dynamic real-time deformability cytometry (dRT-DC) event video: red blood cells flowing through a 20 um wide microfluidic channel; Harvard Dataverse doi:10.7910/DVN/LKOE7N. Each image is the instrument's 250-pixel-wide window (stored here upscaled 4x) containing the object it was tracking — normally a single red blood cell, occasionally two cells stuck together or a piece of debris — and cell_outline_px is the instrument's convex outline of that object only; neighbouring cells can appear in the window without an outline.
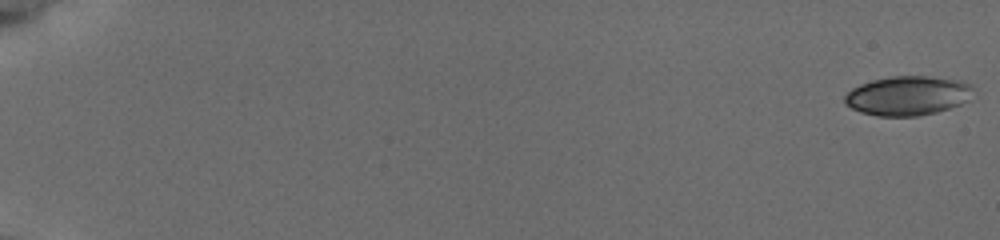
{"species": "common noctule bat (a hibernating species)", "species_latin": "Nyctalus noctula", "temperature_condition": "cold", "stored_images_in_passage": 22, "camera_frame_rate_fps": 3000, "um_per_image_px": 0.085, "animal": {"sex": "female", "body_mass_g": 19.5, "forearm_length_mm": 54.1}, "frame": {"image": 1, "passage_image": 1, "time_ms": 0.0, "image_size_px": [1000, 240], "cell_outline_px": [[972, 88], [964, 100], [960, 104], [936, 112], [916, 116], [876, 116], [860, 112], [844, 104], [844, 96], [852, 88], [860, 84], [872, 80], [892, 76], [928, 76], [960, 80], [968, 84]], "centroid_in_image_um": [77.06, 8.13], "position_along_channel_um": 7.9, "area_um2": 29.07}}
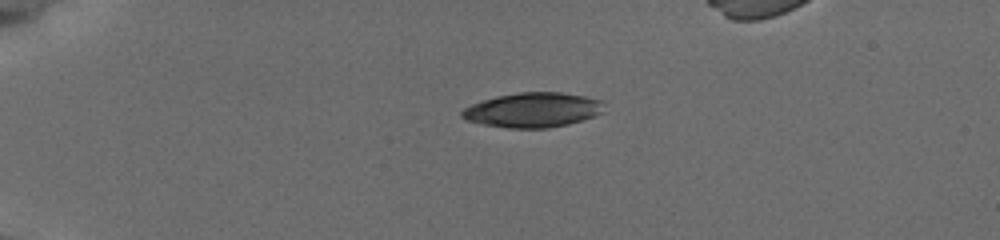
{"frame": {"image": 2, "passage_image": 10, "time_ms": 4.667, "image_size_px": [1000, 240], "cell_outline_px": [[604, 112], [584, 120], [568, 124], [548, 128], [508, 128], [480, 124], [468, 120], [460, 116], [460, 112], [464, 108], [472, 104], [496, 96], [520, 92], [560, 92], [584, 96], [600, 100]], "centroid_in_image_um": [45.28, 9.35], "position_along_channel_um": 39.7, "area_um2": 28.73}}